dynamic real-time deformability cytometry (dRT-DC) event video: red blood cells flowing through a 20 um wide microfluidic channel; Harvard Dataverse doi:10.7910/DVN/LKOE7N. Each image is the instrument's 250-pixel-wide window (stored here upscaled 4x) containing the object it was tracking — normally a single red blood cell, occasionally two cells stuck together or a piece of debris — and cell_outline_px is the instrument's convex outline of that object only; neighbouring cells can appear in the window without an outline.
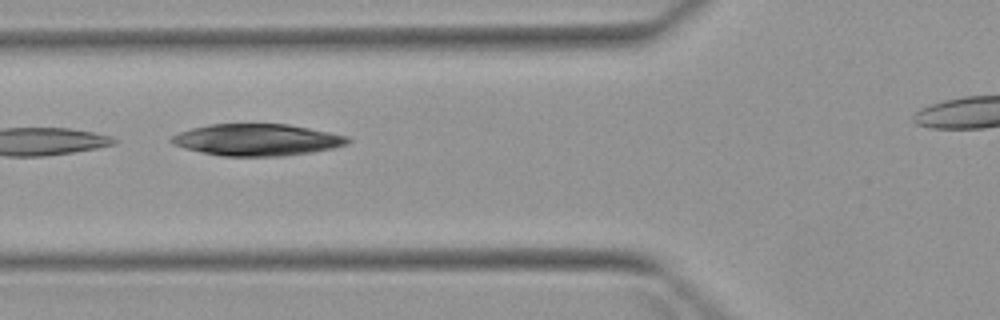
{"species": "Egyptian fruit bat (a non-hibernating species)", "species_latin": "Rousettus aegyptiacus", "temperature_condition": "warm", "stored_images_in_passage": 4, "segment_of_instrument_passage": [1, 2], "camera_frame_rate_fps": 3000, "um_per_image_px": 0.085, "animal": {"sex": "female"}, "frame": {"image": 1, "passage_image": 3, "time_ms": 3.0, "image_size_px": [1000, 320], "cell_outline_px": [[352, 140], [348, 144], [332, 148], [312, 152], [284, 156], [224, 156], [200, 152], [184, 148], [172, 144], [168, 140], [172, 136], [180, 132], [192, 128], [212, 124], [288, 124], [348, 136]], "centroid_in_image_um": [21.84, 11.89], "position_along_channel_um": 104.0, "area_um2": 32.6}}